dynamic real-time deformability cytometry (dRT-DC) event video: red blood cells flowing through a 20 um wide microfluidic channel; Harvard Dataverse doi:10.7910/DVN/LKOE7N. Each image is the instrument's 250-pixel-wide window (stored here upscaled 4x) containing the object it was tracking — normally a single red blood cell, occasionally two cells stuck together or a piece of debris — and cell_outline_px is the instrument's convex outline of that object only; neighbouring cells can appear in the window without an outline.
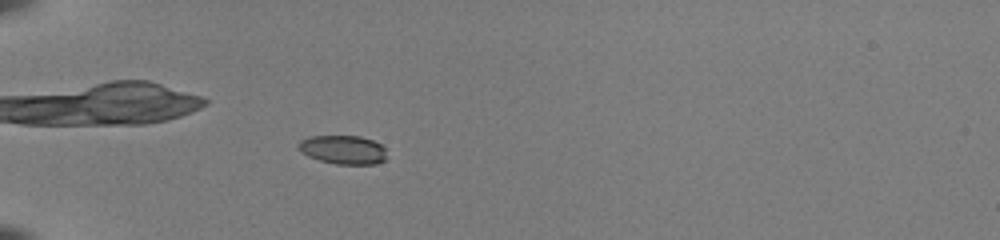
{"species": "common noctule bat (a hibernating species)", "species_latin": "Nyctalus noctula", "temperature_condition": "room temperature", "stored_images_in_passage": 46, "camera_frame_rate_fps": 3000, "um_per_image_px": 0.085, "animal": {"sex": "female", "body_mass_g": 22.0, "forearm_length_mm": 56.7}, "frame": {"image": 1, "passage_image": 11, "time_ms": 3.333, "image_size_px": [1000, 240], "cell_outline_px": [[384, 160], [376, 164], [336, 164], [320, 160], [308, 156], [300, 152], [296, 148], [296, 144], [300, 140], [308, 136], [360, 136], [372, 140], [380, 144], [384, 148]], "centroid_in_image_um": [29.09, 12.71], "position_along_channel_um": 55.9, "area_um2": 14.85}}
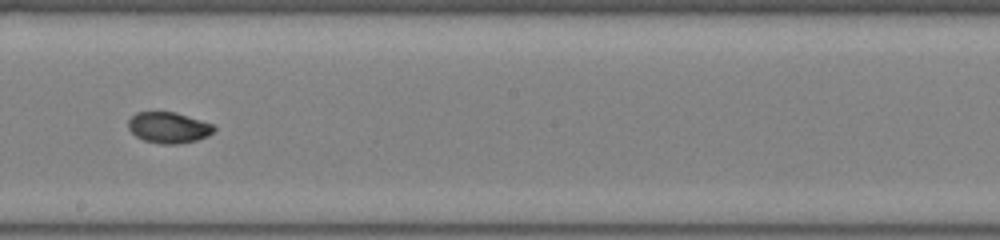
{"frame": {"image": 2, "passage_image": 26, "time_ms": 8.333, "image_size_px": [1000, 240], "cell_outline_px": [[216, 128], [208, 136], [196, 140], [176, 144], [160, 144], [144, 140], [136, 136], [128, 128], [128, 120], [136, 112], [176, 112], [212, 124]], "centroid_in_image_um": [14.31, 10.84], "position_along_channel_um": 233.9, "area_um2": 15.37}}
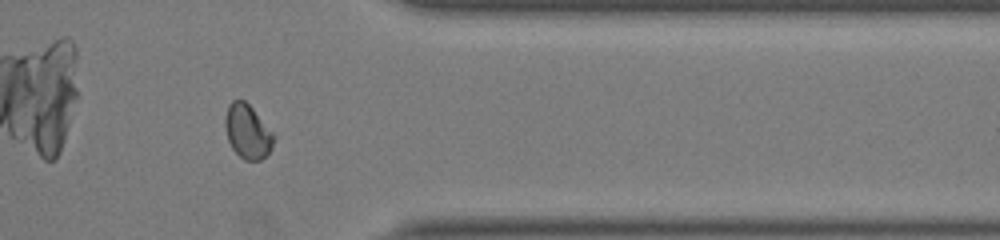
{"frame": {"image": 3, "passage_image": 38, "time_ms": 12.333, "image_size_px": [1000, 240], "cell_outline_px": [[276, 136], [272, 148], [260, 160], [244, 160], [232, 148], [228, 140], [224, 124], [224, 120], [228, 104], [232, 100], [244, 100], [252, 108]], "centroid_in_image_um": [21.03, 11.17], "position_along_channel_um": 390.4, "area_um2": 15.26}, "authors_computed_cell_mechanics": {"area_um2": 15.606, "velocity_mm_per_s": 4.0198, "shape_relaxation_time_tau1_ms": 3.8287, "shape_relaxation_time_tau2_ms": 1.2917, "deformation_change_tau1": 0.1317, "deformation_change_tau2": 0.035}}